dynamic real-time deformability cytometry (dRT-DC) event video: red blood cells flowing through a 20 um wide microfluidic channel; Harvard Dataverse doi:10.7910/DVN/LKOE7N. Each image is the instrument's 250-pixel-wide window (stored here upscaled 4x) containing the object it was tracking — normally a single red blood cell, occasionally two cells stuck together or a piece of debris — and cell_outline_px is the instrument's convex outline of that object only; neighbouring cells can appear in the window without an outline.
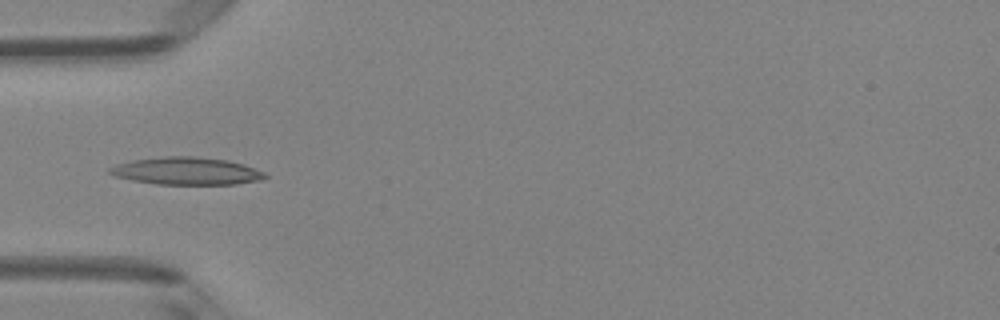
{"species": "Egyptian fruit bat (a non-hibernating species)", "species_latin": "Rousettus aegyptiacus", "temperature_condition": "room temperature", "stored_images_in_passage": 3, "camera_frame_rate_fps": 3000, "um_per_image_px": 0.085, "animal": {"sex": "female"}, "frame": {"image": 1, "passage_image": 2, "time_ms": 2.0, "image_size_px": [1000, 320], "cell_outline_px": [[268, 176], [264, 180], [236, 184], [156, 184], [132, 180], [112, 176], [108, 172], [108, 168], [116, 164], [132, 160], [164, 156], [192, 156], [228, 160], [244, 164], [264, 172]], "centroid_in_image_um": [15.85, 14.54], "position_along_channel_um": 69.2, "area_um2": 25.09}}
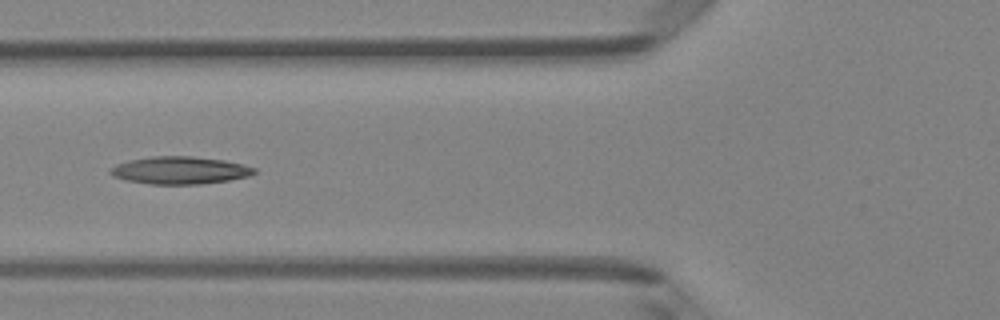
{"frame": {"image": 2, "passage_image": 3, "time_ms": 3.0, "image_size_px": [1000, 320], "cell_outline_px": [[256, 172], [248, 176], [228, 180], [200, 184], [148, 184], [128, 180], [112, 176], [108, 172], [116, 164], [128, 160], [152, 156], [192, 156], [224, 160], [244, 164], [256, 168]], "centroid_in_image_um": [15.28, 14.47], "position_along_channel_um": 110.5, "area_um2": 23.06}}